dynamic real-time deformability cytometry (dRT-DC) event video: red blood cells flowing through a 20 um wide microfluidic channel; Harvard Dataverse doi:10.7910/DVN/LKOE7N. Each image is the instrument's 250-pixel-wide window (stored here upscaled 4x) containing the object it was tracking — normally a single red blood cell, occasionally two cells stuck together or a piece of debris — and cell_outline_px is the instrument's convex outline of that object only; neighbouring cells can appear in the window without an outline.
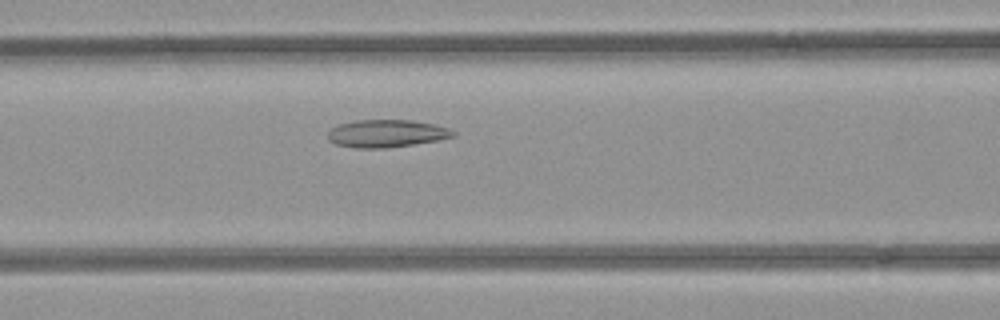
{"species": "common noctule bat (a hibernating species)", "species_latin": "Nyctalus noctula", "temperature_condition": "room temperature", "stored_images_in_passage": 38, "camera_frame_rate_fps": 3000, "um_per_image_px": 0.085, "animal": {"sex": "female", "body_mass_g": 21.9}, "frame": {"image": 1, "passage_image": 13, "time_ms": 4.0, "image_size_px": [1000, 320], "cell_outline_px": [[456, 136], [436, 140], [412, 144], [384, 148], [356, 148], [336, 144], [328, 140], [328, 132], [332, 128], [340, 124], [356, 120], [412, 120], [436, 124], [448, 128], [456, 132]], "centroid_in_image_um": [32.86, 11.34], "position_along_channel_um": 133.7, "area_um2": 20.06}}
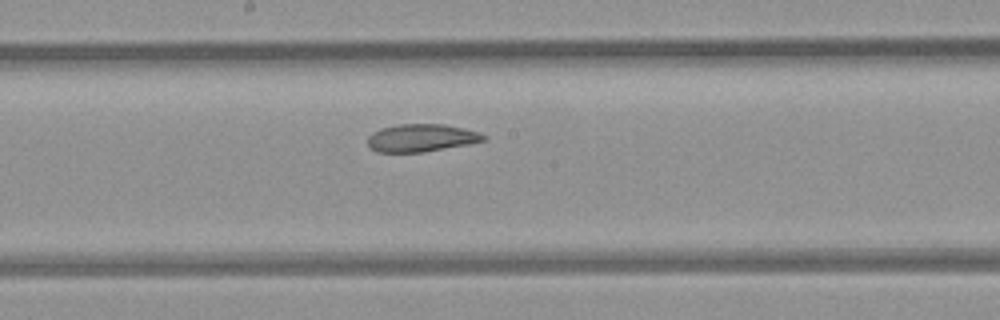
{"frame": {"image": 2, "passage_image": 19, "time_ms": 6.0, "image_size_px": [1000, 320], "cell_outline_px": [[488, 140], [468, 144], [424, 152], [376, 152], [368, 148], [368, 136], [372, 132], [380, 128], [396, 124], [444, 124], [464, 128], [480, 132], [488, 136]], "centroid_in_image_um": [35.82, 11.72], "position_along_channel_um": 212.4, "area_um2": 19.02}}
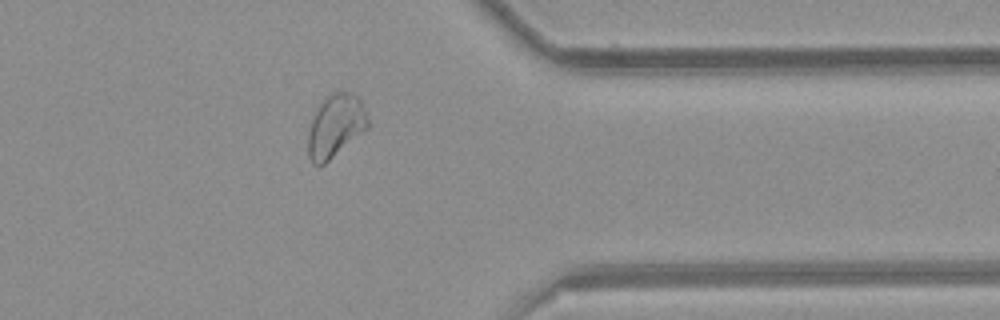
{"frame": {"image": 3, "passage_image": 33, "time_ms": 10.667, "image_size_px": [1000, 320], "cell_outline_px": [[368, 128], [324, 164], [312, 164], [308, 156], [308, 132], [312, 120], [320, 100], [324, 96], [332, 92], [352, 92], [360, 100], [364, 108], [368, 120]], "centroid_in_image_um": [28.5, 10.68], "position_along_channel_um": 382.9, "area_um2": 21.85}}